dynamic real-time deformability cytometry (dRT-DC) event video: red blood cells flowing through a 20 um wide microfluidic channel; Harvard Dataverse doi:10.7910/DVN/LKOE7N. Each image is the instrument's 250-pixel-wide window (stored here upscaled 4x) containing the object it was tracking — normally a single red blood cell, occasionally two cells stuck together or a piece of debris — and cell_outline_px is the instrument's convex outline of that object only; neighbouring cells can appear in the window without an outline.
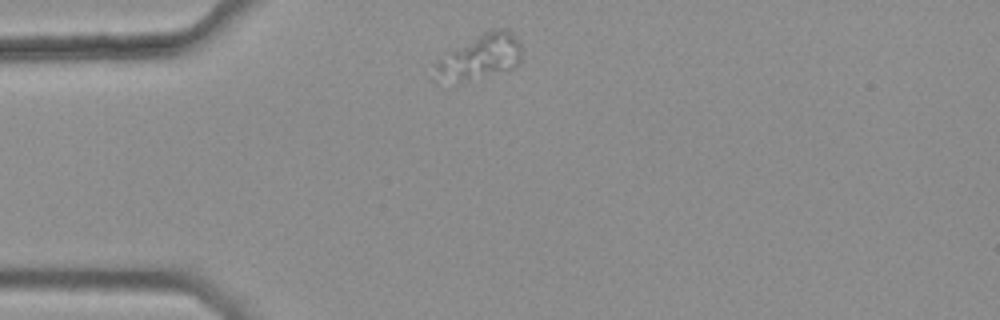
{"species": "common noctule bat (a hibernating species)", "species_latin": "Nyctalus noctula", "temperature_condition": "warm", "stored_images_in_passage": 4, "camera_frame_rate_fps": 3000, "um_per_image_px": 0.085, "animal": {"sex": "female", "body_mass_g": 25.1}, "frame": {"image": 1, "passage_image": 1, "time_ms": 0.0, "image_size_px": [1000, 320], "cell_outline_px": [[524, 52], [520, 64], [512, 68], [460, 80], [436, 84], [432, 80], [432, 64], [484, 32], [496, 28], [504, 28], [520, 44]], "centroid_in_image_um": [40.75, 4.87], "position_along_channel_um": 44.3, "area_um2": 22.08}}
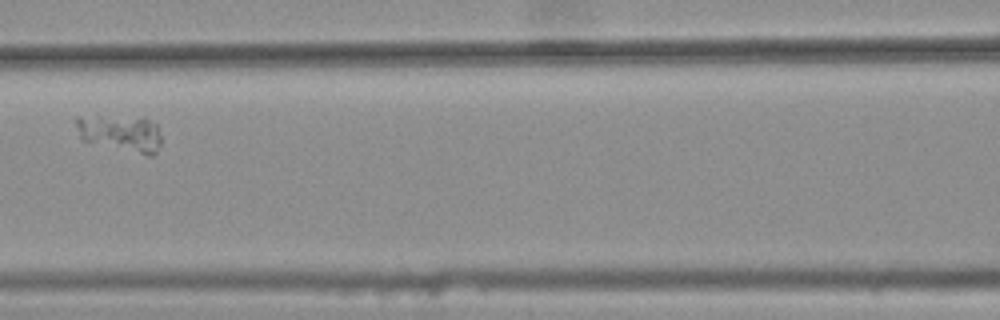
{"frame": {"image": 2, "passage_image": 4, "time_ms": 1.0, "image_size_px": [1000, 320], "cell_outline_px": [[160, 144], [156, 152], [152, 156], [148, 156], [80, 140], [76, 124], [76, 116], [144, 116], [156, 124], [160, 136]], "centroid_in_image_um": [10.25, 11.3], "position_along_channel_um": 156.3, "area_um2": 18.61}}